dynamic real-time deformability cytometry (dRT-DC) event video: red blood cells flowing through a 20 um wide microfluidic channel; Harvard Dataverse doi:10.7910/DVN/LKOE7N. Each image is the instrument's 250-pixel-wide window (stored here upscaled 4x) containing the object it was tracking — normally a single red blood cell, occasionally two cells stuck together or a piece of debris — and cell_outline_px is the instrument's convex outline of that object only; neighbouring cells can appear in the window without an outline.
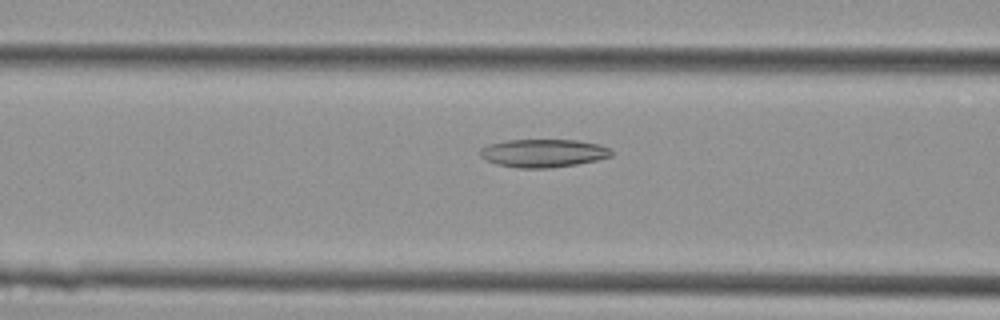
{"species": "Egyptian fruit bat (a non-hibernating species)", "species_latin": "Rousettus aegyptiacus", "temperature_condition": "cold", "stored_images_in_passage": 37, "camera_frame_rate_fps": 3000, "um_per_image_px": 0.085, "animal": {"sex": "female"}, "frame": {"image": 1, "passage_image": 15, "time_ms": 4.667, "image_size_px": [1000, 320], "cell_outline_px": [[612, 156], [596, 160], [576, 164], [548, 168], [520, 168], [496, 164], [484, 160], [480, 156], [480, 148], [488, 144], [508, 140], [580, 140], [600, 144], [612, 148]], "centroid_in_image_um": [46.18, 13.01], "position_along_channel_um": 120.4, "area_um2": 21.68}}
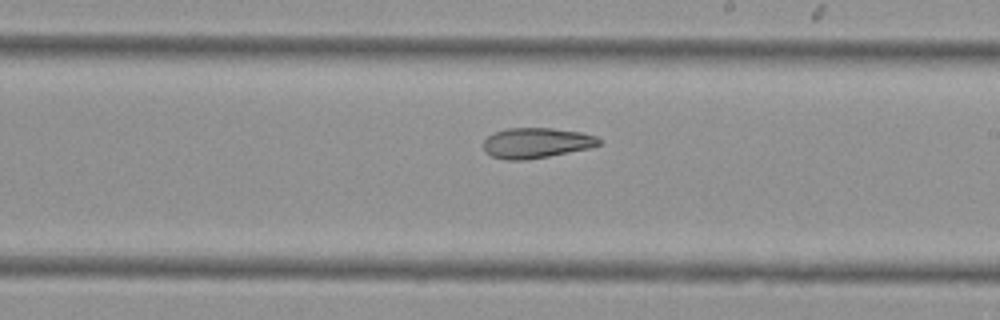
{"frame": {"image": 2, "passage_image": 23, "time_ms": 7.333, "image_size_px": [1000, 320], "cell_outline_px": [[600, 144], [588, 148], [548, 156], [524, 160], [504, 160], [492, 156], [484, 152], [484, 140], [488, 136], [496, 132], [508, 128], [552, 128], [580, 132], [596, 136], [600, 140]], "centroid_in_image_um": [45.55, 12.15], "position_along_channel_um": 243.4, "area_um2": 20.23}}
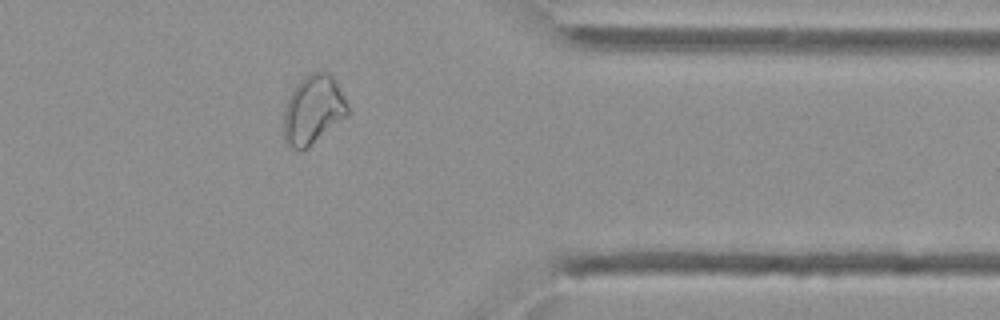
{"frame": {"image": 3, "passage_image": 33, "time_ms": 10.667, "image_size_px": [1000, 320], "cell_outline_px": [[348, 116], [300, 152], [292, 148], [284, 140], [284, 108], [296, 84], [304, 76], [312, 72], [324, 68], [336, 80], [348, 104]], "centroid_in_image_um": [26.63, 9.29], "position_along_channel_um": 384.8, "area_um2": 25.78}}